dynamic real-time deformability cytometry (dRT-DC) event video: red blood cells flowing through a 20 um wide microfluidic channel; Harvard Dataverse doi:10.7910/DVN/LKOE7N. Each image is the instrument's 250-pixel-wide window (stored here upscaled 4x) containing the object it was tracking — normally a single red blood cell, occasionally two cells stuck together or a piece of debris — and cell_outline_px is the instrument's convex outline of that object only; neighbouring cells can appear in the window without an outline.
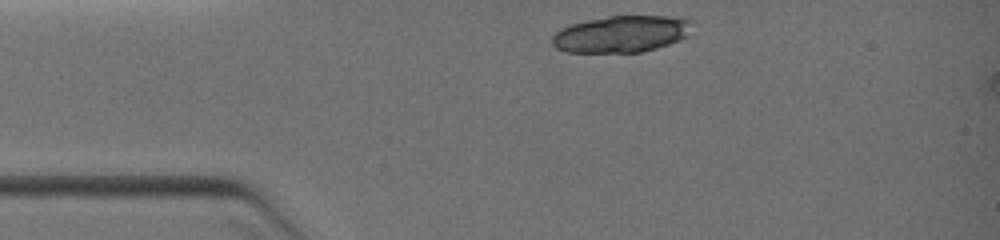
{"species": "common noctule bat (a hibernating species)", "species_latin": "Nyctalus noctula", "temperature_condition": "warm", "stored_images_in_passage": 3, "camera_frame_rate_fps": 3000, "um_per_image_px": 0.085, "animal": {"sex": "female", "body_mass_g": 19.0, "forearm_length_mm": 51.5}, "frame": {"image": 1, "passage_image": 1, "time_ms": 0.0, "image_size_px": [1000, 240], "cell_outline_px": [[692, 20], [688, 36], [680, 40], [656, 48], [640, 52], [568, 52], [556, 48], [552, 44], [552, 36], [560, 28], [572, 24], [588, 20], [608, 16], [668, 16]], "centroid_in_image_um": [52.81, 2.89], "position_along_channel_um": 32.2, "area_um2": 29.82}}